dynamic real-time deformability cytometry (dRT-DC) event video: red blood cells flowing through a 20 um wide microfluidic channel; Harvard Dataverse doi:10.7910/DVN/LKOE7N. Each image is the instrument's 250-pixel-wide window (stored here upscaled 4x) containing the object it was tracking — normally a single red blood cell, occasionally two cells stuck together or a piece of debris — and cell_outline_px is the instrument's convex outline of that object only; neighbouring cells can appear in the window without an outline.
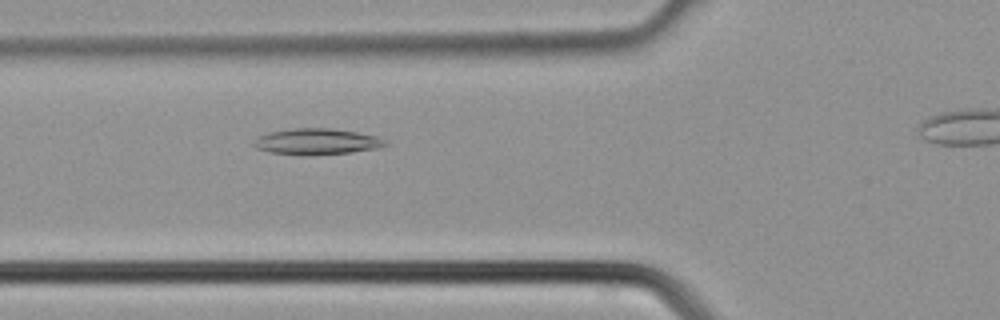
{"species": "common noctule bat (a hibernating species)", "species_latin": "Nyctalus noctula", "temperature_condition": "cold", "stored_images_in_passage": 6, "camera_frame_rate_fps": 3000, "um_per_image_px": 0.085, "animal": {"sex": "male", "body_mass_g": 21.5, "forearm_length_mm": 52.0}, "frame": {"image": 1, "passage_image": 5, "time_ms": 1.333, "image_size_px": [1000, 320], "cell_outline_px": [[388, 144], [376, 148], [352, 152], [312, 156], [300, 156], [268, 152], [256, 148], [252, 144], [260, 136], [268, 132], [292, 128], [328, 128], [356, 132], [376, 136], [384, 140]], "centroid_in_image_um": [26.87, 12.05], "position_along_channel_um": 98.9, "area_um2": 20.11}}